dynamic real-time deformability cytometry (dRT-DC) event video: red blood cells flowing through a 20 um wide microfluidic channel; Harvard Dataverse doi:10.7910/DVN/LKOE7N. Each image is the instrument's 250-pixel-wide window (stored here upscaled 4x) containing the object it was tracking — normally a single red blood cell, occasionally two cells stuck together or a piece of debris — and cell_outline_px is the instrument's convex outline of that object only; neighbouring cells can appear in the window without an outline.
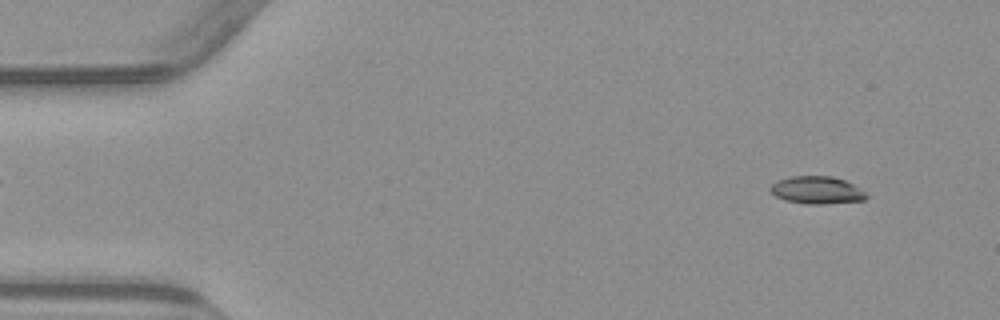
{"species": "common noctule bat (a hibernating species)", "species_latin": "Nyctalus noctula", "temperature_condition": "warm", "stored_images_in_passage": 53, "camera_frame_rate_fps": 3000, "um_per_image_px": 0.085, "animal": {"sex": "male", "body_mass_g": 23.1, "forearm_length_mm": 52.7}, "frame": {"image": 1, "passage_image": 4, "time_ms": 1.0, "image_size_px": [1000, 320], "cell_outline_px": [[868, 196], [864, 200], [824, 204], [804, 204], [784, 200], [776, 196], [768, 188], [772, 184], [780, 180], [792, 176], [832, 176], [844, 180], [852, 184], [864, 192]], "centroid_in_image_um": [69.41, 16.17], "position_along_channel_um": 15.6, "area_um2": 15.26}}
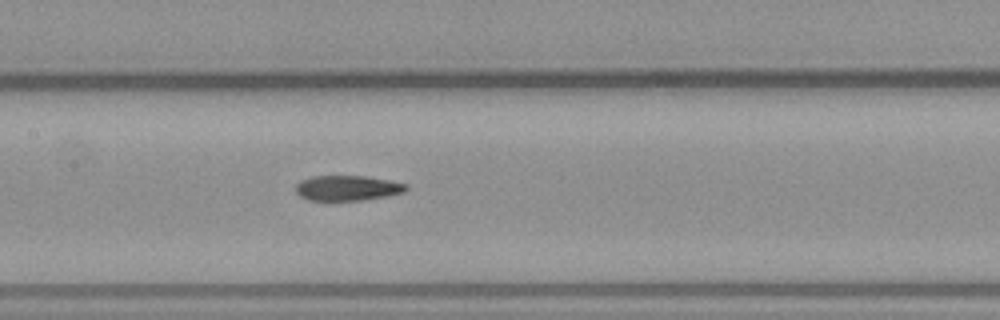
{"frame": {"image": 2, "passage_image": 25, "time_ms": 8.0, "image_size_px": [1000, 320], "cell_outline_px": [[408, 188], [404, 192], [388, 196], [360, 200], [308, 200], [300, 196], [296, 192], [296, 184], [300, 180], [312, 176], [364, 176], [388, 180], [408, 184]], "centroid_in_image_um": [29.52, 15.98], "position_along_channel_um": 177.9, "area_um2": 16.18}}
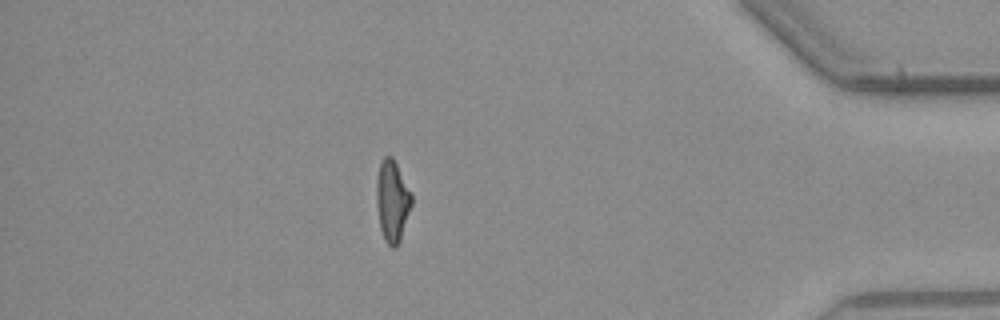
{"frame": {"image": 3, "passage_image": 46, "time_ms": 15.0, "image_size_px": [1000, 320], "cell_outline_px": [[412, 204], [400, 240], [396, 248], [392, 248], [384, 240], [380, 228], [376, 204], [376, 176], [380, 160], [384, 156], [392, 156], [412, 192]], "centroid_in_image_um": [33.33, 17.06], "position_along_channel_um": 401.9, "area_um2": 16.99}, "authors_computed_cell_mechanics": {"area_um2": 16.7042, "velocity_mm_per_s": 3.8604, "shape_relaxation_time_tau1_ms": 7.5556, "shape_relaxation_time_tau2_ms": 3.7836, "deformation_change_tau1": 0.2257, "deformation_change_tau2": 0.1119}}